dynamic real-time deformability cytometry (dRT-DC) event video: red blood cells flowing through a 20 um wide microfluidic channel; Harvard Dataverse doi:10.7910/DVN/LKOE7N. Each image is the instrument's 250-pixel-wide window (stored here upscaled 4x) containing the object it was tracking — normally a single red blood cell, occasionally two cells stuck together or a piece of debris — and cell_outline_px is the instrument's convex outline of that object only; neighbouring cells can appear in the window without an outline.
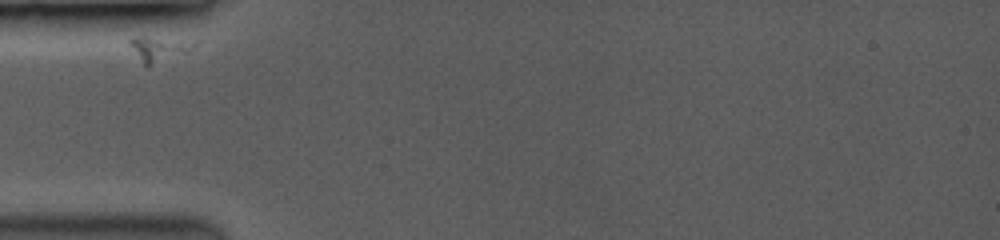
{"species": "common noctule bat (a hibernating species)", "species_latin": "Nyctalus noctula", "temperature_condition": "room temperature", "stored_images_in_passage": 2, "camera_frame_rate_fps": 3500, "um_per_image_px": 0.085, "animal": {"sex": "female", "body_mass_g": 19.0, "forearm_length_mm": 53.3}, "frame": {"image": 1, "passage_image": 1, "time_ms": 0.0, "image_size_px": [1000, 240], "cell_outline_px": [[200, 44], [196, 48], [188, 52], [148, 68], [144, 64], [128, 44], [128, 40], [132, 36], [148, 36], [200, 40]], "centroid_in_image_um": [13.62, 4.11], "position_along_channel_um": 71.4, "area_um2": 10.17}}